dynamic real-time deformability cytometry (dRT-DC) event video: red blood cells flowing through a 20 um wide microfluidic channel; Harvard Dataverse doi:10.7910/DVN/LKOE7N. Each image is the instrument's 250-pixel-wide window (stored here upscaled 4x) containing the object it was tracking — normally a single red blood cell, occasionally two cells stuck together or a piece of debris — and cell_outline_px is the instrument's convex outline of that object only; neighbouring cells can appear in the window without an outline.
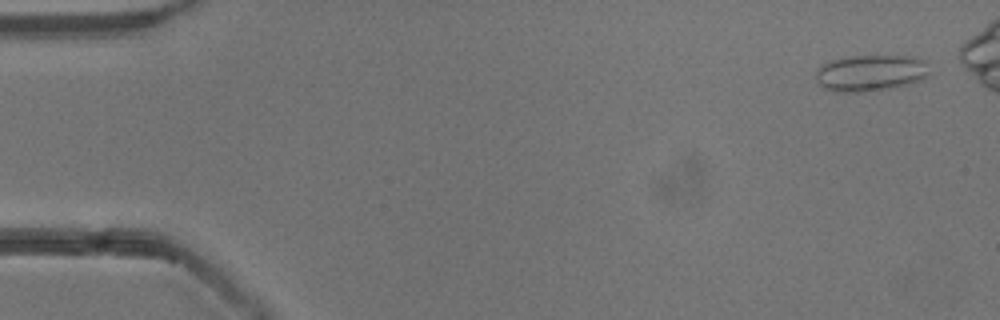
{"species": "common noctule bat (a hibernating species)", "species_latin": "Nyctalus noctula", "temperature_condition": "cold", "stored_images_in_passage": 47, "camera_frame_rate_fps": 3000, "um_per_image_px": 0.085, "animal": {"sex": "male", "body_mass_g": 13.3}, "frame": {"image": 1, "passage_image": 1, "time_ms": 0.0, "image_size_px": [1000, 320], "cell_outline_px": [[928, 76], [920, 80], [908, 84], [892, 88], [864, 92], [836, 92], [824, 88], [816, 80], [816, 68], [832, 60], [848, 56], [908, 56], [924, 60], [928, 72]], "centroid_in_image_um": [73.96, 6.21], "position_along_channel_um": 11.0, "area_um2": 24.04}}
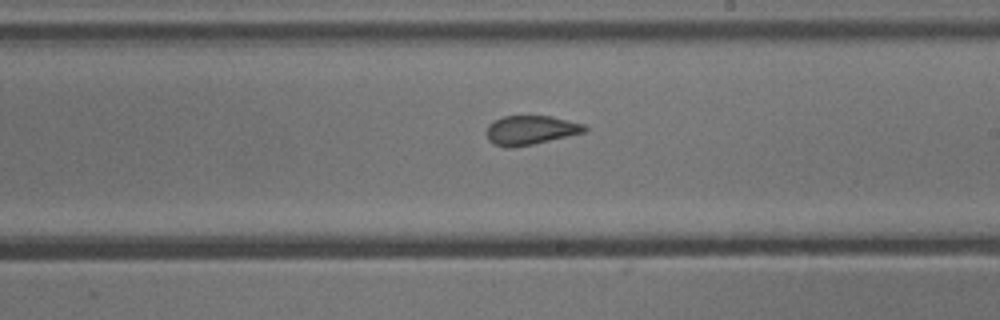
{"frame": {"image": 2, "passage_image": 29, "time_ms": 9.333, "image_size_px": [1000, 320], "cell_outline_px": [[588, 132], [532, 144], [508, 148], [496, 144], [488, 140], [484, 132], [488, 124], [504, 116], [552, 116], [584, 124], [588, 128]], "centroid_in_image_um": [45.11, 11.06], "position_along_channel_um": 243.9, "area_um2": 16.76}}
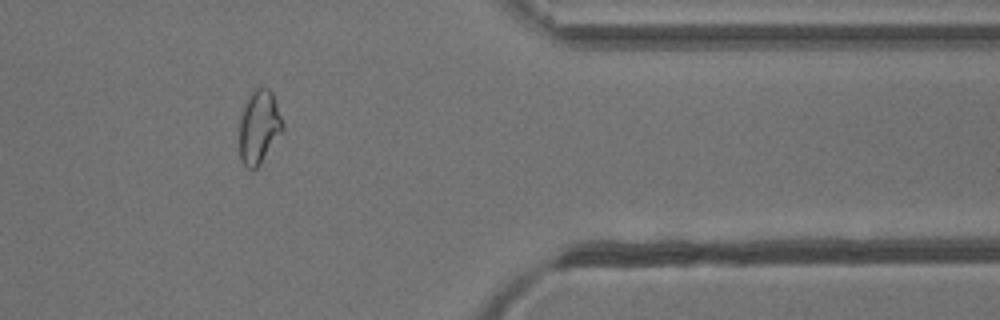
{"frame": {"image": 3, "passage_image": 42, "time_ms": 13.667, "image_size_px": [1000, 320], "cell_outline_px": [[284, 128], [260, 164], [256, 168], [248, 168], [240, 160], [240, 116], [244, 104], [248, 96], [256, 88], [268, 88], [272, 92], [284, 124]], "centroid_in_image_um": [22.01, 10.77], "position_along_channel_um": 389.4, "area_um2": 18.32}, "authors_computed_cell_mechanics": {"area_um2": 17.8024, "velocity_mm_per_s": 3.8523, "shape_relaxation_time_tau1_ms": null, "shape_relaxation_time_tau2_ms": 0.9356, "deformation_change_tau1": null, "deformation_change_tau2": 0.0671}}